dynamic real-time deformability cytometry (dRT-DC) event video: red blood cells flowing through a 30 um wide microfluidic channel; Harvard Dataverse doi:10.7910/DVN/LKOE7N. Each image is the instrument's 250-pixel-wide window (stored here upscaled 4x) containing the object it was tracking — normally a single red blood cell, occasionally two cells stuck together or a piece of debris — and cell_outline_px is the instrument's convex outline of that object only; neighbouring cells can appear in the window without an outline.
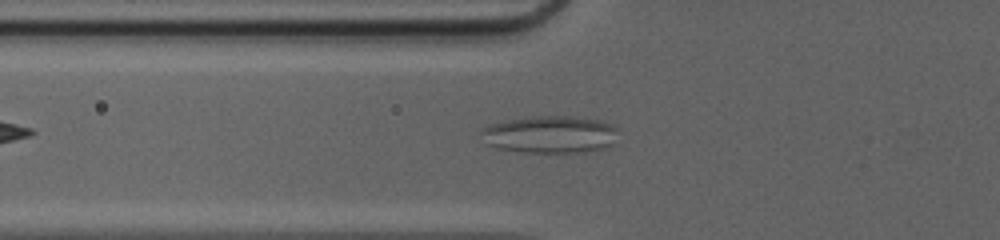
{"species": "common noctule bat (a hibernating species)", "species_latin": "Nyctalus noctula", "temperature_condition": "cold", "stored_images_in_passage": 39, "camera_frame_rate_fps": 3000, "um_per_image_px": 0.085, "animal": {"sex": "female", "body_mass_g": 20.0, "forearm_length_mm": 54.0}, "frame": {"image": 1, "passage_image": 7, "time_ms": 2.0, "image_size_px": [1000, 240], "cell_outline_px": [[612, 144], [604, 148], [584, 152], [524, 152], [496, 148], [488, 144], [484, 132], [484, 128], [492, 124], [508, 120], [536, 116], [572, 116], [596, 120], [612, 128]], "centroid_in_image_um": [46.7, 11.44], "position_along_channel_um": 79.1, "area_um2": 28.55}}
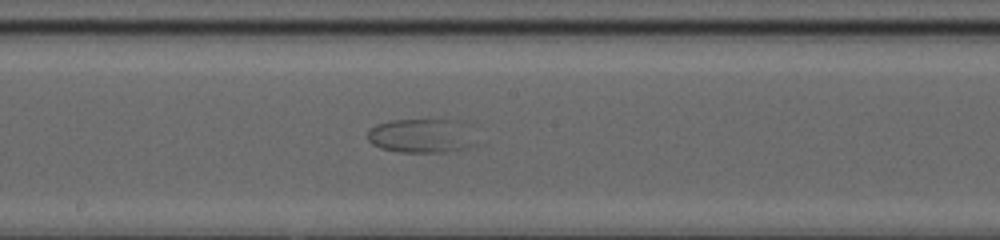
{"frame": {"image": 2, "passage_image": 17, "time_ms": 5.333, "image_size_px": [1000, 240], "cell_outline_px": [[464, 148], [444, 152], [400, 152], [380, 148], [372, 144], [368, 140], [368, 132], [376, 124], [392, 120], [444, 120]], "centroid_in_image_um": [35.22, 11.59], "position_along_channel_um": 213.0, "area_um2": 18.26}}
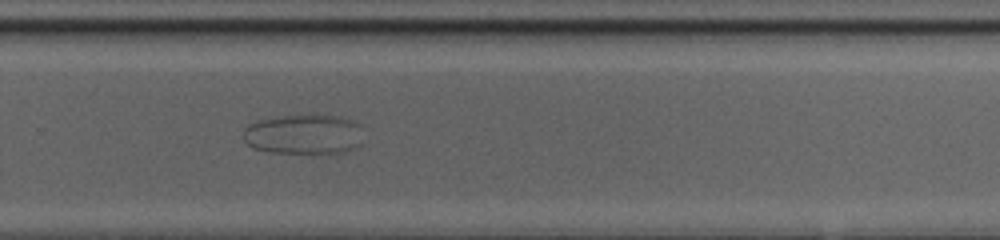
{"frame": {"image": 3, "passage_image": 24, "time_ms": 7.667, "image_size_px": [1000, 240], "cell_outline_px": [[356, 124], [352, 148], [348, 152], [272, 152], [252, 148], [244, 140], [244, 128], [248, 124], [260, 120], [284, 116], [312, 112], [316, 112], [348, 120]], "centroid_in_image_um": [25.62, 11.38], "position_along_channel_um": 304.2, "area_um2": 26.88}}